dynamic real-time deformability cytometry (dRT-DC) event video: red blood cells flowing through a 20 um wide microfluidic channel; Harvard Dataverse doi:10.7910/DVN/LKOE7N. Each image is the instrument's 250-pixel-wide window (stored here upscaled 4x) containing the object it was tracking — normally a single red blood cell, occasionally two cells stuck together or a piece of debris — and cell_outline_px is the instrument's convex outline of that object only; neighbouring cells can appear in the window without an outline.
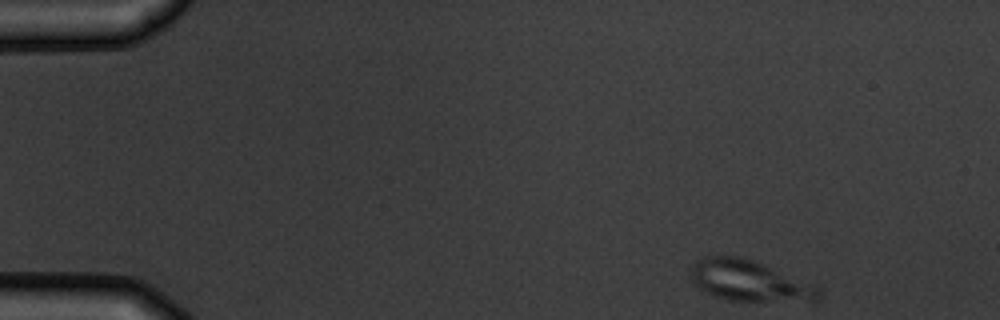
{"species": "common noctule bat (a hibernating species)", "species_latin": "Nyctalus noctula", "temperature_condition": "warm", "stored_images_in_passage": 4, "camera_frame_rate_fps": 3000, "um_per_image_px": 0.085, "animal": {"sex": "male", "body_mass_g": 19.5, "forearm_length_mm": 54.6}, "frame": {"image": 1, "passage_image": 1, "time_ms": 0.0, "image_size_px": [1000, 320], "cell_outline_px": [[820, 300], [728, 300], [716, 296], [692, 284], [692, 264], [696, 260], [704, 256], [744, 256], [756, 260], [820, 288]], "centroid_in_image_um": [63.65, 23.83], "position_along_channel_um": 21.4, "area_um2": 30.0}}